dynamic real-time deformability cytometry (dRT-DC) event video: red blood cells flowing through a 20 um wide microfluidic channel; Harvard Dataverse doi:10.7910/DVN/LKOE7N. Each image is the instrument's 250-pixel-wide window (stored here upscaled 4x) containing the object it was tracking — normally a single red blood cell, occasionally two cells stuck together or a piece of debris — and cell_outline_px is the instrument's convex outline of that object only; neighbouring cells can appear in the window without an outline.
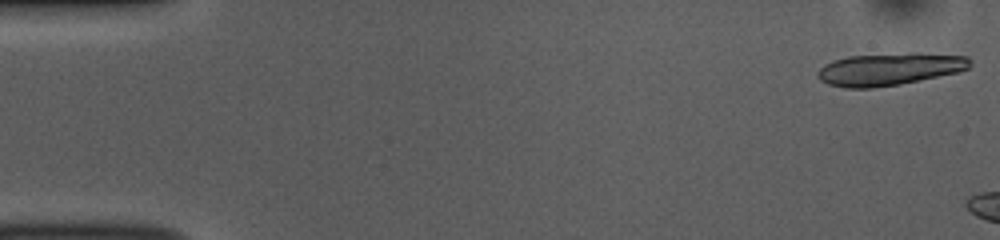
{"species": "common noctule bat (a hibernating species)", "species_latin": "Nyctalus noctula", "temperature_condition": "room temperature", "stored_images_in_passage": 6, "camera_frame_rate_fps": 3000, "um_per_image_px": 0.085, "animal": {"sex": "female", "body_mass_g": 10.0, "forearm_length_mm": 53.1}, "frame": {"image": 1, "passage_image": 1, "time_ms": 0.0, "image_size_px": [1000, 240], "cell_outline_px": [[972, 64], [968, 68], [960, 72], [900, 84], [872, 88], [844, 88], [828, 84], [820, 80], [816, 76], [816, 72], [824, 64], [832, 60], [848, 56], [908, 52], [920, 52], [968, 56], [972, 60]], "centroid_in_image_um": [75.62, 5.86], "position_along_channel_um": 9.4, "area_um2": 29.36}}